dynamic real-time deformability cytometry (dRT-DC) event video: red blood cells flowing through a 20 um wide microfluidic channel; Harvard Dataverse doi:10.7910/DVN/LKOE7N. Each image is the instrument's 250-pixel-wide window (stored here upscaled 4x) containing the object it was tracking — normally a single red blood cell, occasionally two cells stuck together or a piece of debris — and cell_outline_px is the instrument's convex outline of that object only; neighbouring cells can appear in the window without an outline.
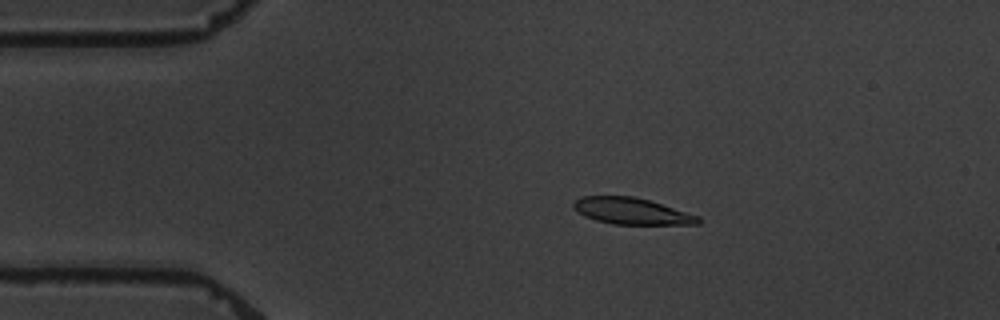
{"species": "common noctule bat (a hibernating species)", "species_latin": "Nyctalus noctula", "temperature_condition": "warm", "stored_images_in_passage": 6, "camera_frame_rate_fps": 3000, "um_per_image_px": 0.085, "animal": {"sex": "male", "body_mass_g": 19.5, "forearm_length_mm": 54.6}, "frame": {"image": 1, "passage_image": 4, "time_ms": 3.333, "image_size_px": [1000, 320], "cell_outline_px": [[700, 224], [612, 224], [596, 220], [584, 216], [572, 208], [572, 204], [580, 196], [632, 196], [648, 200], [700, 216]], "centroid_in_image_um": [53.65, 17.94], "position_along_channel_um": 31.3, "area_um2": 19.13}}
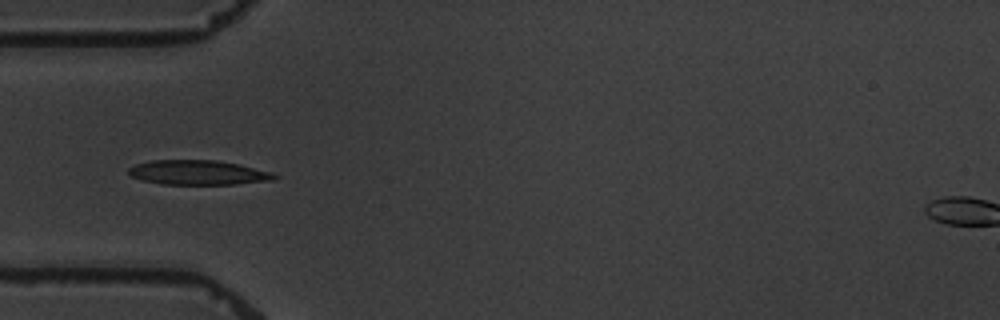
{"frame": {"image": 2, "passage_image": 6, "time_ms": 5.667, "image_size_px": [1000, 320], "cell_outline_px": [[280, 176], [272, 180], [236, 184], [160, 184], [140, 180], [132, 176], [128, 172], [128, 168], [136, 164], [152, 160], [216, 160], [236, 164], [268, 172]], "centroid_in_image_um": [16.77, 14.67], "position_along_channel_um": 68.2, "area_um2": 20.63}}